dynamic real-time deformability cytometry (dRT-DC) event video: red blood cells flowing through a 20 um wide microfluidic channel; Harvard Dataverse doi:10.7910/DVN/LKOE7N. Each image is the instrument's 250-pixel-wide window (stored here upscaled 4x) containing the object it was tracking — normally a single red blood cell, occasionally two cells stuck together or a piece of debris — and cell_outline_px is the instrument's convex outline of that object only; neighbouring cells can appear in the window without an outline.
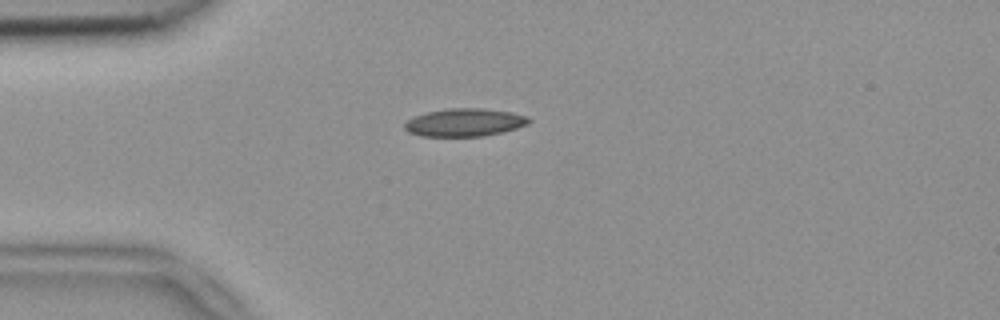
{"species": "common noctule bat (a hibernating species)", "species_latin": "Nyctalus noctula", "temperature_condition": "room temperature", "stored_images_in_passage": 3, "camera_frame_rate_fps": 3000, "um_per_image_px": 0.085, "animal": {"sex": "female", "body_mass_g": 18.4}, "frame": {"image": 1, "passage_image": 3, "time_ms": 0.667, "image_size_px": [1000, 320], "cell_outline_px": [[532, 120], [528, 124], [516, 128], [484, 136], [420, 136], [408, 132], [404, 128], [404, 124], [408, 120], [416, 116], [428, 112], [448, 108], [480, 108], [508, 112], [528, 116]], "centroid_in_image_um": [39.48, 10.41], "position_along_channel_um": 45.5, "area_um2": 20.0}}